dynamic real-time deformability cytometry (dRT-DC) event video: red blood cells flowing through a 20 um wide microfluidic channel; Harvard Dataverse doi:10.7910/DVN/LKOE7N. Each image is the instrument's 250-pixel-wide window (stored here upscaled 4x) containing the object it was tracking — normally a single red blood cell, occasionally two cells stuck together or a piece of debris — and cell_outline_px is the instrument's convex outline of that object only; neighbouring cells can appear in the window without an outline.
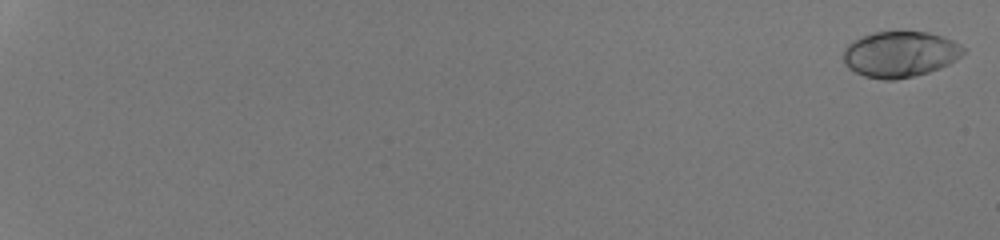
{"species": "human", "species_latin": "Homo sapiens", "temperature_condition": "room temperature", "stored_images_in_passage": 53, "camera_frame_rate_fps": 3000, "um_per_image_px": 0.085, "donor": {"sex": "male"}, "frame": {"image": 1, "passage_image": 1, "time_ms": 0.0, "image_size_px": [1000, 240], "cell_outline_px": [[968, 48], [956, 60], [940, 68], [928, 72], [896, 80], [884, 80], [864, 76], [848, 68], [844, 64], [844, 48], [852, 40], [872, 32], [928, 32], [952, 40]], "centroid_in_image_um": [76.5, 4.61], "position_along_channel_um": 8.5, "area_um2": 32.14}}
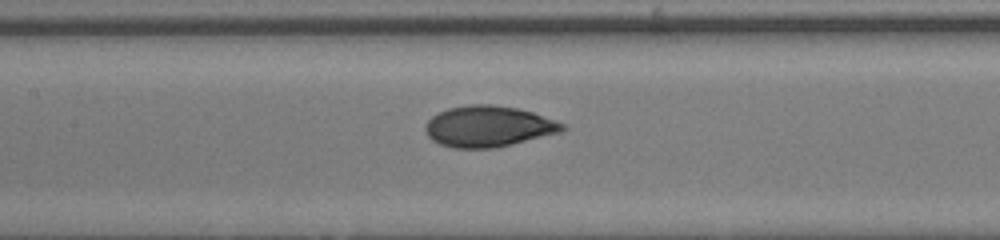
{"frame": {"image": 2, "passage_image": 31, "time_ms": 10.0, "image_size_px": [1000, 240], "cell_outline_px": [[568, 128], [560, 132], [512, 144], [492, 148], [452, 148], [440, 144], [432, 140], [428, 136], [424, 128], [424, 124], [432, 116], [448, 108], [468, 104], [488, 104], [516, 108], [532, 112], [556, 120], [564, 124]], "centroid_in_image_um": [41.49, 10.74], "position_along_channel_um": 165.9, "area_um2": 32.71}}
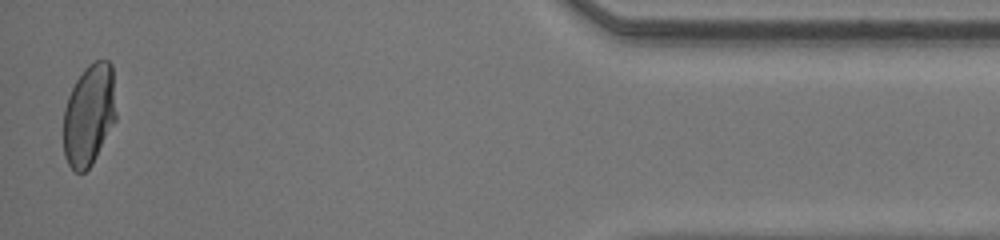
{"frame": {"image": 3, "passage_image": 53, "time_ms": 17.333, "image_size_px": [1000, 240], "cell_outline_px": [[116, 120], [92, 164], [84, 172], [76, 172], [68, 164], [64, 156], [64, 108], [68, 96], [76, 80], [84, 68], [88, 64], [96, 60], [108, 60], [112, 64], [116, 112]], "centroid_in_image_um": [7.57, 9.74], "position_along_channel_um": 427.6, "area_um2": 31.27}, "authors_computed_cell_mechanics": {"area_um2": 31.79, "velocity_mm_per_s": 4.3307, "shape_relaxation_time_tau1_ms": 3.9061, "shape_relaxation_time_tau2_ms": null, "deformation_change_tau1": 0.1817, "deformation_change_tau2": null}}